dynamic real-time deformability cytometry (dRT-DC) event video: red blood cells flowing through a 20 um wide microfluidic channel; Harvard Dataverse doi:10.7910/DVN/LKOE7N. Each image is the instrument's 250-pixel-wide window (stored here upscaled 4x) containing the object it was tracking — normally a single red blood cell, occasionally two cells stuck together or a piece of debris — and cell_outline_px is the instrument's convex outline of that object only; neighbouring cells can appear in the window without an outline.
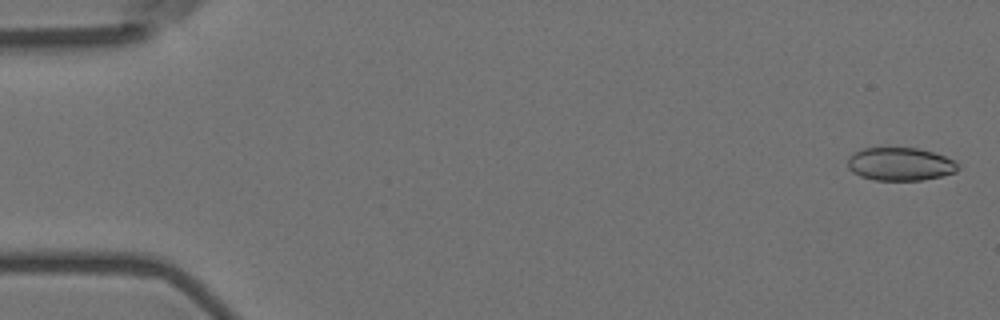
{"species": "Egyptian fruit bat (a non-hibernating species)", "species_latin": "Rousettus aegyptiacus", "temperature_condition": "room temperature", "stored_images_in_passage": 57, "camera_frame_rate_fps": 3000, "um_per_image_px": 0.085, "animal": {"sex": "female"}, "frame": {"image": 1, "passage_image": 2, "time_ms": 0.333, "image_size_px": [1000, 320], "cell_outline_px": [[960, 168], [956, 172], [924, 180], [876, 180], [860, 176], [852, 172], [848, 168], [848, 156], [852, 152], [864, 148], [916, 148], [932, 152], [956, 160], [960, 164]], "centroid_in_image_um": [76.52, 13.95], "position_along_channel_um": 8.5, "area_um2": 21.44}}
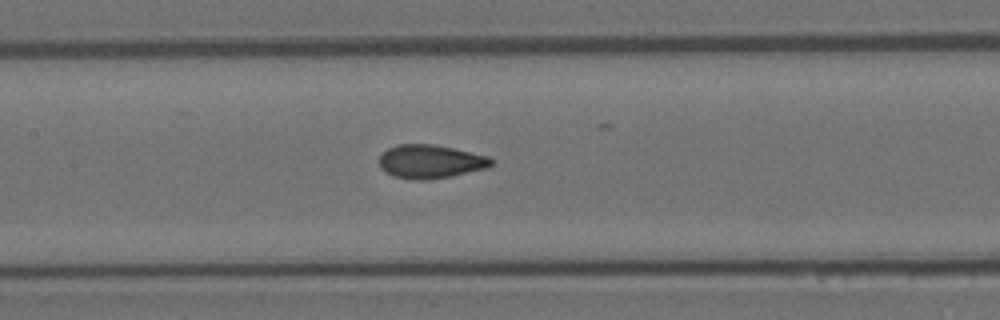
{"frame": {"image": 2, "passage_image": 27, "time_ms": 8.667, "image_size_px": [1000, 320], "cell_outline_px": [[492, 164], [488, 168], [428, 180], [412, 180], [392, 176], [384, 172], [380, 168], [380, 156], [388, 148], [400, 144], [436, 144], [488, 156], [492, 160]], "centroid_in_image_um": [36.56, 13.73], "position_along_channel_um": 170.8, "area_um2": 21.91}}
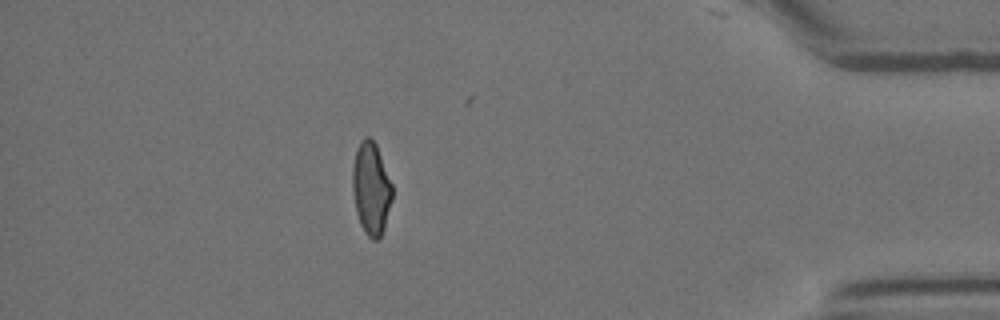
{"frame": {"image": 3, "passage_image": 50, "time_ms": 16.333, "image_size_px": [1000, 320], "cell_outline_px": [[392, 200], [384, 228], [380, 236], [376, 240], [372, 240], [364, 232], [360, 224], [356, 212], [352, 188], [352, 168], [356, 148], [360, 140], [364, 136], [368, 136], [376, 144], [392, 184]], "centroid_in_image_um": [31.53, 16.0], "position_along_channel_um": 403.7, "area_um2": 21.5}, "authors_computed_cell_mechanics": {"area_um2": 21.7328, "velocity_mm_per_s": 3.6237, "shape_relaxation_time_tau1_ms": null, "shape_relaxation_time_tau2_ms": 0.8488, "deformation_change_tau1": null, "deformation_change_tau2": 0.072}}